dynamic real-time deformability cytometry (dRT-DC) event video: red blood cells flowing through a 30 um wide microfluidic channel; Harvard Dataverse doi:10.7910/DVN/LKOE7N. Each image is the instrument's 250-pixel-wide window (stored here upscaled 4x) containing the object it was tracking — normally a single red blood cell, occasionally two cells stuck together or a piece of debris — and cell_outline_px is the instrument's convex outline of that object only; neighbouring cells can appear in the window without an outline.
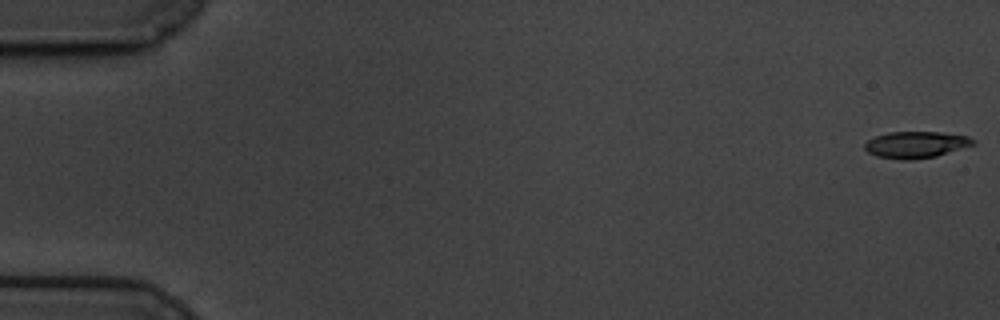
{"species": "common noctule bat (a hibernating species)", "species_latin": "Nyctalus noctula", "temperature_condition": "cold", "stored_images_in_passage": 56, "camera_frame_rate_fps": 3000, "um_per_image_px": 0.085, "animal": {"sex": "male", "body_mass_g": 19.5, "forearm_length_mm": 54.6}, "frame": {"image": 1, "passage_image": 1, "time_ms": 0.0, "image_size_px": [1000, 320], "cell_outline_px": [[976, 144], [936, 156], [912, 160], [900, 160], [876, 156], [868, 152], [864, 148], [864, 144], [868, 140], [876, 136], [888, 132], [940, 132], [968, 136], [976, 140]], "centroid_in_image_um": [77.86, 12.3], "position_along_channel_um": 7.1, "area_um2": 16.88}}
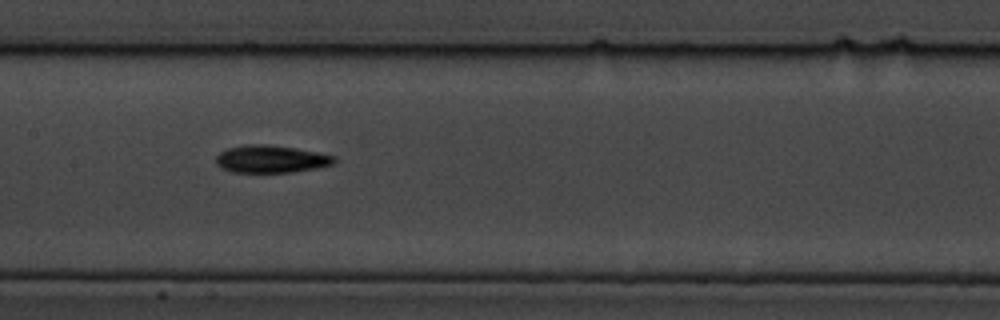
{"frame": {"image": 2, "passage_image": 30, "time_ms": 9.667, "image_size_px": [1000, 320], "cell_outline_px": [[336, 160], [332, 164], [316, 168], [292, 172], [232, 172], [220, 168], [216, 164], [216, 156], [220, 152], [228, 148], [244, 144], [264, 144], [296, 148], [336, 156]], "centroid_in_image_um": [23.0, 13.51], "position_along_channel_um": 184.4, "area_um2": 18.96}}
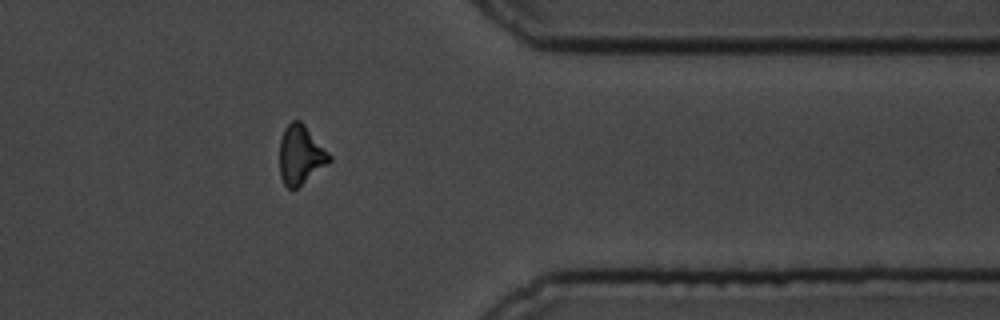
{"frame": {"image": 3, "passage_image": 49, "time_ms": 16.0, "image_size_px": [1000, 320], "cell_outline_px": [[332, 160], [328, 164], [296, 188], [288, 188], [284, 184], [280, 176], [280, 140], [284, 128], [292, 120], [300, 120], [304, 124], [332, 156]], "centroid_in_image_um": [25.55, 13.15], "position_along_channel_um": 385.8, "area_um2": 16.99}, "authors_computed_cell_mechanics": {"area_um2": 17.8024, "velocity_mm_per_s": 3.3796, "shape_relaxation_time_tau1_ms": 4.1139, "shape_relaxation_time_tau2_ms": null, "deformation_change_tau1": 0.137, "deformation_change_tau2": null}}